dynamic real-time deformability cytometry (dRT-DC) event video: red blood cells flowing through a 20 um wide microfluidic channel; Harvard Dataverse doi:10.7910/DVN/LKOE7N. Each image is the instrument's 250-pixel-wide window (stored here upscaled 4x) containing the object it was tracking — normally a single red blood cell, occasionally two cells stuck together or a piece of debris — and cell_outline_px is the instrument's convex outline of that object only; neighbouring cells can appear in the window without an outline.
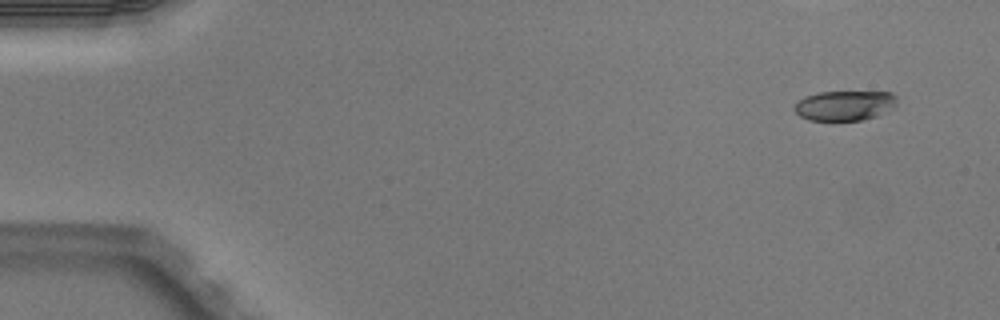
{"species": "Egyptian fruit bat (a non-hibernating species)", "species_latin": "Rousettus aegyptiacus", "temperature_condition": "warm", "stored_images_in_passage": 5, "camera_frame_rate_fps": 3000, "um_per_image_px": 0.085, "animal": {"sex": "male"}, "frame": {"image": 1, "passage_image": 1, "time_ms": 0.0, "image_size_px": [1000, 320], "cell_outline_px": [[896, 108], [876, 116], [860, 120], [808, 120], [800, 116], [792, 108], [804, 96], [820, 92], [892, 92], [896, 96]], "centroid_in_image_um": [71.82, 8.97], "position_along_channel_um": 13.2, "area_um2": 17.92}}